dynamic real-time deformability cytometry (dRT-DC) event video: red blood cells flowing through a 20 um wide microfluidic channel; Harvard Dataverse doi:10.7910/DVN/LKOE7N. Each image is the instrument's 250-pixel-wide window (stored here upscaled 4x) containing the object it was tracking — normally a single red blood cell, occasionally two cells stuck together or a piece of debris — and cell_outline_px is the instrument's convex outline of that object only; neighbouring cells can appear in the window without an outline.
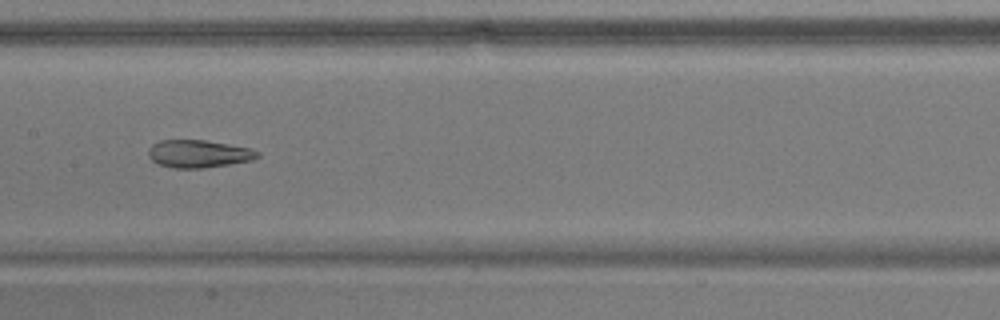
{"species": "common noctule bat (a hibernating species)", "species_latin": "Nyctalus noctula", "temperature_condition": "warm", "stored_images_in_passage": 39, "camera_frame_rate_fps": 3000, "um_per_image_px": 0.085, "animal": {"sex": "male", "body_mass_g": 17.9}, "frame": {"image": 1, "passage_image": 12, "time_ms": 3.667, "image_size_px": [1000, 320], "cell_outline_px": [[260, 156], [252, 160], [228, 164], [200, 168], [176, 168], [156, 164], [148, 156], [148, 148], [152, 144], [160, 140], [204, 140], [248, 148], [260, 152]], "centroid_in_image_um": [16.83, 13.07], "position_along_channel_um": 190.6, "area_um2": 17.46}}
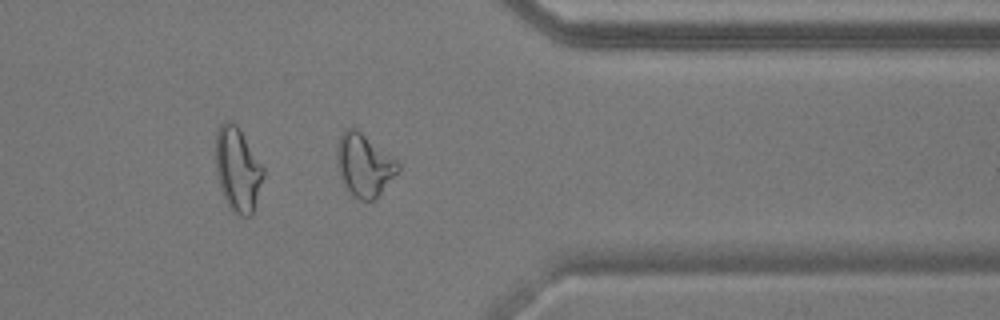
{"frame": {"image": 2, "passage_image": 28, "time_ms": 9.0, "image_size_px": [1000, 320], "cell_outline_px": [[400, 168], [380, 192], [372, 200], [356, 200], [344, 188], [340, 176], [336, 156], [336, 152], [340, 136], [348, 128], [356, 128], [392, 156], [400, 164]], "centroid_in_image_um": [30.92, 14.04], "position_along_channel_um": 380.5, "area_um2": 21.96}}
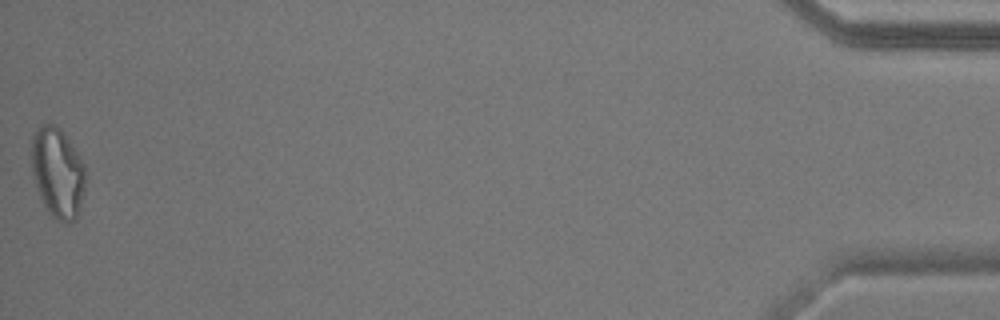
{"frame": {"image": 3, "passage_image": 39, "time_ms": 12.667, "image_size_px": [1000, 320], "cell_outline_px": [[88, 176], [80, 208], [76, 220], [68, 224], [52, 216], [44, 204], [36, 188], [32, 172], [32, 136], [36, 128], [44, 124], [56, 124], [60, 128], [80, 156], [84, 164]], "centroid_in_image_um": [4.93, 14.68], "position_along_channel_um": 430.3, "area_um2": 28.67}, "authors_computed_cell_mechanics": {"area_um2": 18.785, "velocity_mm_per_s": 3.7216, "shape_relaxation_time_tau1_ms": null, "shape_relaxation_time_tau2_ms": 2.6873, "deformation_change_tau1": null, "deformation_change_tau2": 0.1141}}